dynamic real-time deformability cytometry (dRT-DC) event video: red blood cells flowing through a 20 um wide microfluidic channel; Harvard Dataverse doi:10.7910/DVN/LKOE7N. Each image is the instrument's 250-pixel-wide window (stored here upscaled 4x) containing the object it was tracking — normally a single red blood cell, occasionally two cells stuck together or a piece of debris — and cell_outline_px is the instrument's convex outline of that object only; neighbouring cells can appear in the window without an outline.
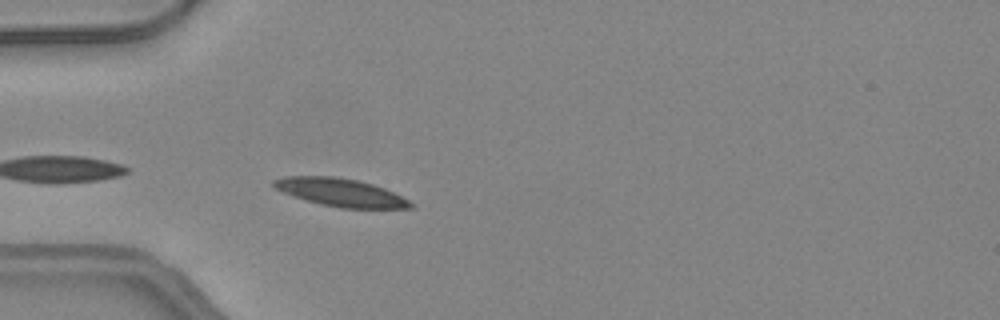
{"species": "common noctule bat (a hibernating species)", "species_latin": "Nyctalus noctula", "temperature_condition": "warm", "stored_images_in_passage": 9, "camera_frame_rate_fps": 3000, "um_per_image_px": 0.085, "animal": {"sex": "female", "body_mass_g": 24.6, "forearm_length_mm": 56.2}, "frame": {"image": 1, "passage_image": 2, "time_ms": 0.333, "image_size_px": [1000, 320], "cell_outline_px": [[416, 204], [412, 208], [340, 208], [320, 204], [304, 200], [292, 196], [276, 188], [272, 184], [272, 180], [284, 176], [336, 176], [360, 180], [384, 188]], "centroid_in_image_um": [28.93, 16.35], "position_along_channel_um": 56.1, "area_um2": 22.37}}